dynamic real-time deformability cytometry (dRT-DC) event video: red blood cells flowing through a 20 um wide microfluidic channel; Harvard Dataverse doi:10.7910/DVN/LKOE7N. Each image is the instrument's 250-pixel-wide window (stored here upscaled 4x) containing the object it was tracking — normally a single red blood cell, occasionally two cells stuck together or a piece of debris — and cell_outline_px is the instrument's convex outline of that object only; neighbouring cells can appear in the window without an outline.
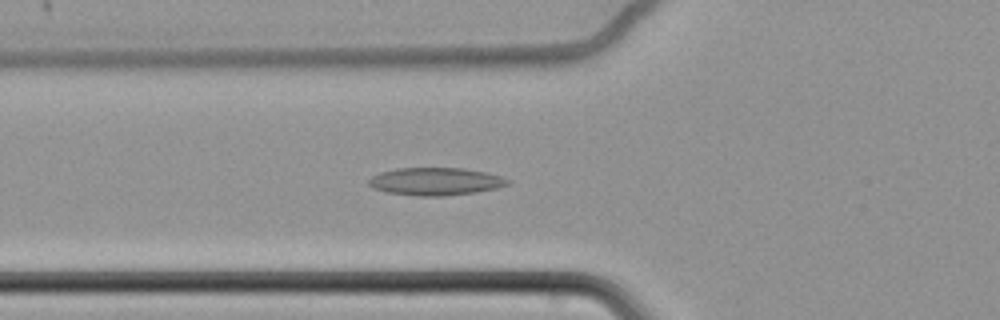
{"species": "common noctule bat (a hibernating species)", "species_latin": "Nyctalus noctula", "temperature_condition": "cold", "stored_images_in_passage": 58, "camera_frame_rate_fps": 3000, "um_per_image_px": 0.085, "animal": {"sex": "female", "body_mass_g": 22.7, "forearm_length_mm": 54.2}, "frame": {"image": 1, "passage_image": 20, "time_ms": 6.333, "image_size_px": [1000, 320], "cell_outline_px": [[508, 184], [496, 188], [476, 192], [444, 196], [416, 196], [388, 192], [372, 188], [368, 184], [368, 180], [372, 176], [380, 172], [396, 168], [464, 168], [484, 172], [500, 176], [508, 180]], "centroid_in_image_um": [36.97, 15.42], "position_along_channel_um": 88.8, "area_um2": 22.31}}
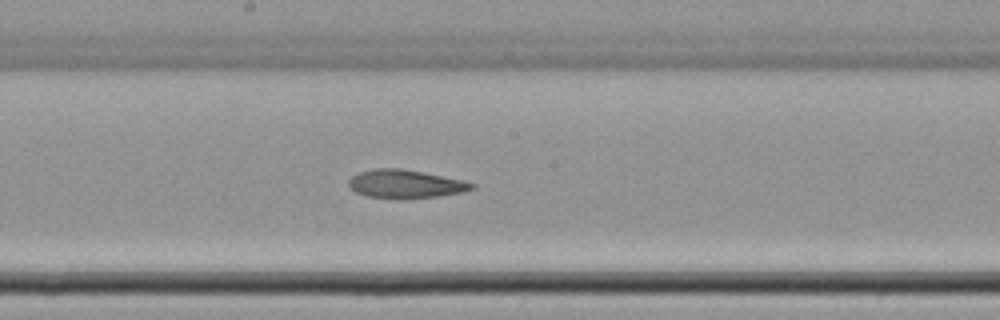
{"frame": {"image": 2, "passage_image": 31, "time_ms": 10.0, "image_size_px": [1000, 320], "cell_outline_px": [[476, 188], [460, 192], [440, 196], [368, 196], [356, 192], [348, 184], [348, 180], [352, 176], [360, 172], [372, 168], [400, 168], [464, 180], [476, 184]], "centroid_in_image_um": [34.48, 15.59], "position_along_channel_um": 213.7, "area_um2": 19.48}}
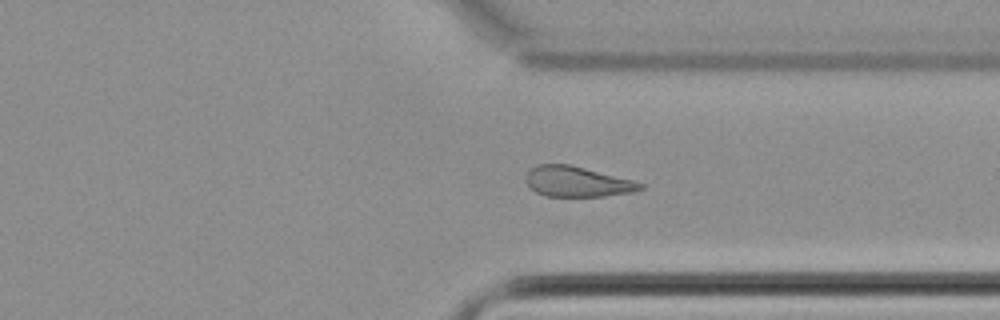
{"frame": {"image": 3, "passage_image": 44, "time_ms": 14.333, "image_size_px": [1000, 320], "cell_outline_px": [[644, 188], [632, 192], [604, 196], [544, 196], [536, 192], [528, 184], [528, 172], [536, 164], [572, 164], [632, 180], [644, 184]], "centroid_in_image_um": [49.09, 15.43], "position_along_channel_um": 362.3, "area_um2": 20.06}}